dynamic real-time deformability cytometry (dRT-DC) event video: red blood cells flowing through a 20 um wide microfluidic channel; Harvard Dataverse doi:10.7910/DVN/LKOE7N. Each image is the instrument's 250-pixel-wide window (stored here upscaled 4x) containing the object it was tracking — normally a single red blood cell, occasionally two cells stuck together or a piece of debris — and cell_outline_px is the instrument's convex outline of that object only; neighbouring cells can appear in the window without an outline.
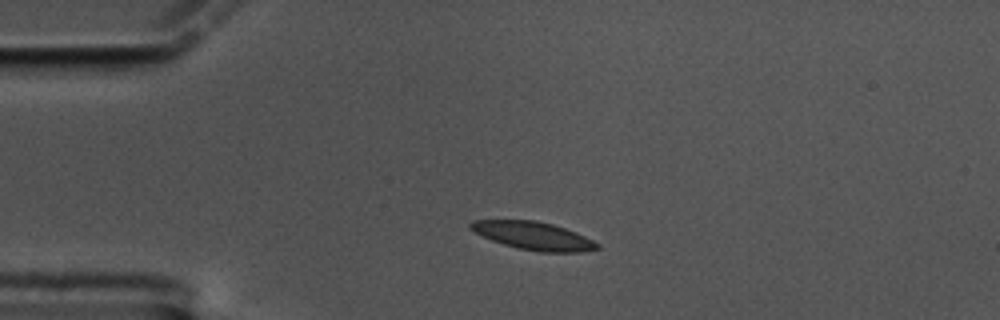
{"species": "common noctule bat (a hibernating species)", "species_latin": "Nyctalus noctula", "temperature_condition": "cold", "stored_images_in_passage": 46, "camera_frame_rate_fps": 3000, "um_per_image_px": 0.085, "animal": {"sex": "male", "body_mass_g": 17.5, "forearm_length_mm": 52.3}, "frame": {"image": 1, "passage_image": 1, "time_ms": 0.0, "image_size_px": [1000, 320], "cell_outline_px": [[600, 248], [580, 252], [540, 252], [520, 248], [504, 244], [492, 240], [468, 228], [468, 224], [472, 220], [536, 220], [552, 224], [576, 232], [600, 244]], "centroid_in_image_um": [45.34, 20.03], "position_along_channel_um": 39.7, "area_um2": 20.46}}
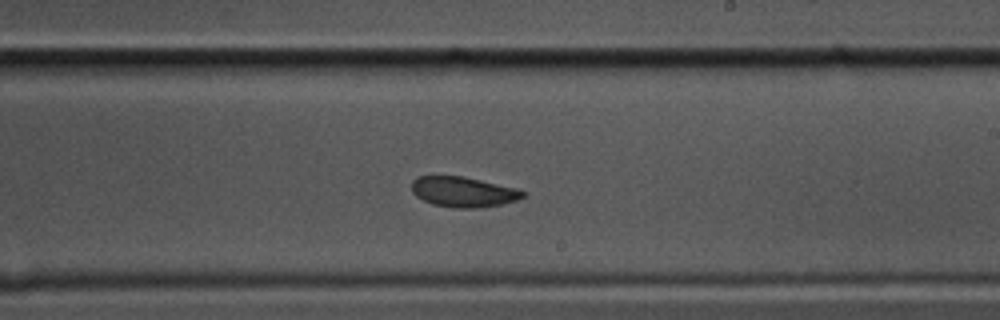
{"frame": {"image": 2, "passage_image": 22, "time_ms": 7.0, "image_size_px": [1000, 320], "cell_outline_px": [[524, 196], [516, 200], [500, 204], [476, 208], [456, 208], [432, 204], [416, 196], [412, 192], [412, 180], [416, 176], [464, 176], [520, 188], [524, 192]], "centroid_in_image_um": [39.38, 16.29], "position_along_channel_um": 249.6, "area_um2": 19.71}}
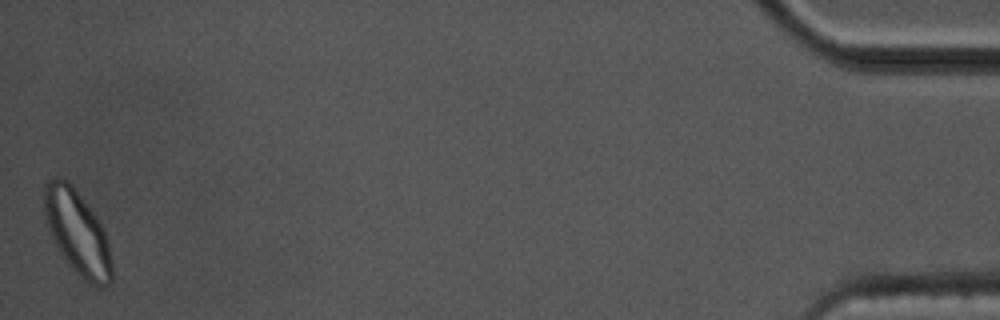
{"frame": {"image": 3, "passage_image": 46, "time_ms": 15.0, "image_size_px": [1000, 320], "cell_outline_px": [[112, 280], [104, 288], [100, 288], [84, 280], [72, 268], [56, 248], [48, 232], [44, 212], [44, 184], [48, 180], [56, 176], [60, 176], [68, 180], [72, 184], [100, 220], [104, 228], [108, 244], [112, 264]], "centroid_in_image_um": [6.56, 19.73], "position_along_channel_um": 428.6, "area_um2": 33.76}, "authors_computed_cell_mechanics": {"area_um2": 20.4612, "velocity_mm_per_s": 3.4064, "shape_relaxation_time_tau1_ms": 2.8468, "shape_relaxation_time_tau2_ms": 4.0185, "deformation_change_tau1": 0.1155, "deformation_change_tau2": 0.0982}}